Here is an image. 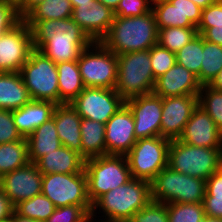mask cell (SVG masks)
<instances>
[{"label": "cell", "instance_id": "56", "mask_svg": "<svg viewBox=\"0 0 222 222\" xmlns=\"http://www.w3.org/2000/svg\"><path fill=\"white\" fill-rule=\"evenodd\" d=\"M83 222H92L91 215H89Z\"/></svg>", "mask_w": 222, "mask_h": 222}, {"label": "cell", "instance_id": "53", "mask_svg": "<svg viewBox=\"0 0 222 222\" xmlns=\"http://www.w3.org/2000/svg\"><path fill=\"white\" fill-rule=\"evenodd\" d=\"M193 1L197 6L204 9L207 6L214 4L217 0H190Z\"/></svg>", "mask_w": 222, "mask_h": 222}, {"label": "cell", "instance_id": "9", "mask_svg": "<svg viewBox=\"0 0 222 222\" xmlns=\"http://www.w3.org/2000/svg\"><path fill=\"white\" fill-rule=\"evenodd\" d=\"M20 74L32 100L59 104L58 71L51 59L33 49Z\"/></svg>", "mask_w": 222, "mask_h": 222}, {"label": "cell", "instance_id": "37", "mask_svg": "<svg viewBox=\"0 0 222 222\" xmlns=\"http://www.w3.org/2000/svg\"><path fill=\"white\" fill-rule=\"evenodd\" d=\"M151 69L154 75V79L161 77L172 66L176 64L175 53L160 46L158 43L153 45L150 49Z\"/></svg>", "mask_w": 222, "mask_h": 222}, {"label": "cell", "instance_id": "21", "mask_svg": "<svg viewBox=\"0 0 222 222\" xmlns=\"http://www.w3.org/2000/svg\"><path fill=\"white\" fill-rule=\"evenodd\" d=\"M202 85L196 75L176 63L155 81L153 93L165 97L198 95Z\"/></svg>", "mask_w": 222, "mask_h": 222}, {"label": "cell", "instance_id": "51", "mask_svg": "<svg viewBox=\"0 0 222 222\" xmlns=\"http://www.w3.org/2000/svg\"><path fill=\"white\" fill-rule=\"evenodd\" d=\"M95 0H70L72 7H90Z\"/></svg>", "mask_w": 222, "mask_h": 222}, {"label": "cell", "instance_id": "47", "mask_svg": "<svg viewBox=\"0 0 222 222\" xmlns=\"http://www.w3.org/2000/svg\"><path fill=\"white\" fill-rule=\"evenodd\" d=\"M202 36L205 40L222 46V25L208 28Z\"/></svg>", "mask_w": 222, "mask_h": 222}, {"label": "cell", "instance_id": "55", "mask_svg": "<svg viewBox=\"0 0 222 222\" xmlns=\"http://www.w3.org/2000/svg\"><path fill=\"white\" fill-rule=\"evenodd\" d=\"M3 1L9 2L17 7L23 0H3Z\"/></svg>", "mask_w": 222, "mask_h": 222}, {"label": "cell", "instance_id": "22", "mask_svg": "<svg viewBox=\"0 0 222 222\" xmlns=\"http://www.w3.org/2000/svg\"><path fill=\"white\" fill-rule=\"evenodd\" d=\"M52 118L55 120L59 140L63 146L81 155V121L77 111L70 103L55 106Z\"/></svg>", "mask_w": 222, "mask_h": 222}, {"label": "cell", "instance_id": "46", "mask_svg": "<svg viewBox=\"0 0 222 222\" xmlns=\"http://www.w3.org/2000/svg\"><path fill=\"white\" fill-rule=\"evenodd\" d=\"M14 211V206L0 189V222H8Z\"/></svg>", "mask_w": 222, "mask_h": 222}, {"label": "cell", "instance_id": "20", "mask_svg": "<svg viewBox=\"0 0 222 222\" xmlns=\"http://www.w3.org/2000/svg\"><path fill=\"white\" fill-rule=\"evenodd\" d=\"M114 11L95 0L90 7H75L72 19L92 41H101L114 21Z\"/></svg>", "mask_w": 222, "mask_h": 222}, {"label": "cell", "instance_id": "42", "mask_svg": "<svg viewBox=\"0 0 222 222\" xmlns=\"http://www.w3.org/2000/svg\"><path fill=\"white\" fill-rule=\"evenodd\" d=\"M214 25H222V0L202 9L201 21L197 27L198 34H203L208 28Z\"/></svg>", "mask_w": 222, "mask_h": 222}, {"label": "cell", "instance_id": "35", "mask_svg": "<svg viewBox=\"0 0 222 222\" xmlns=\"http://www.w3.org/2000/svg\"><path fill=\"white\" fill-rule=\"evenodd\" d=\"M169 222H202L206 217L203 203L167 204Z\"/></svg>", "mask_w": 222, "mask_h": 222}, {"label": "cell", "instance_id": "32", "mask_svg": "<svg viewBox=\"0 0 222 222\" xmlns=\"http://www.w3.org/2000/svg\"><path fill=\"white\" fill-rule=\"evenodd\" d=\"M55 208L53 202L40 193L19 202L14 206V211L23 217L45 222L53 214Z\"/></svg>", "mask_w": 222, "mask_h": 222}, {"label": "cell", "instance_id": "12", "mask_svg": "<svg viewBox=\"0 0 222 222\" xmlns=\"http://www.w3.org/2000/svg\"><path fill=\"white\" fill-rule=\"evenodd\" d=\"M70 104L81 118L106 124L125 100L115 89L85 87Z\"/></svg>", "mask_w": 222, "mask_h": 222}, {"label": "cell", "instance_id": "18", "mask_svg": "<svg viewBox=\"0 0 222 222\" xmlns=\"http://www.w3.org/2000/svg\"><path fill=\"white\" fill-rule=\"evenodd\" d=\"M136 141L133 113L124 104L105 124V155H126Z\"/></svg>", "mask_w": 222, "mask_h": 222}, {"label": "cell", "instance_id": "36", "mask_svg": "<svg viewBox=\"0 0 222 222\" xmlns=\"http://www.w3.org/2000/svg\"><path fill=\"white\" fill-rule=\"evenodd\" d=\"M198 105L209 114L222 131V91L202 85L198 94Z\"/></svg>", "mask_w": 222, "mask_h": 222}, {"label": "cell", "instance_id": "44", "mask_svg": "<svg viewBox=\"0 0 222 222\" xmlns=\"http://www.w3.org/2000/svg\"><path fill=\"white\" fill-rule=\"evenodd\" d=\"M203 207L207 217L222 219V195H205Z\"/></svg>", "mask_w": 222, "mask_h": 222}, {"label": "cell", "instance_id": "26", "mask_svg": "<svg viewBox=\"0 0 222 222\" xmlns=\"http://www.w3.org/2000/svg\"><path fill=\"white\" fill-rule=\"evenodd\" d=\"M29 161L35 163L39 158L56 151L62 145L58 137L55 120L50 118L36 128L27 138Z\"/></svg>", "mask_w": 222, "mask_h": 222}, {"label": "cell", "instance_id": "19", "mask_svg": "<svg viewBox=\"0 0 222 222\" xmlns=\"http://www.w3.org/2000/svg\"><path fill=\"white\" fill-rule=\"evenodd\" d=\"M179 140L204 148H222V131L199 105L194 109Z\"/></svg>", "mask_w": 222, "mask_h": 222}, {"label": "cell", "instance_id": "2", "mask_svg": "<svg viewBox=\"0 0 222 222\" xmlns=\"http://www.w3.org/2000/svg\"><path fill=\"white\" fill-rule=\"evenodd\" d=\"M157 40L158 28L151 11L135 17L115 16L109 32L100 42L118 55L149 50Z\"/></svg>", "mask_w": 222, "mask_h": 222}, {"label": "cell", "instance_id": "50", "mask_svg": "<svg viewBox=\"0 0 222 222\" xmlns=\"http://www.w3.org/2000/svg\"><path fill=\"white\" fill-rule=\"evenodd\" d=\"M8 222H41V221L32 220L28 217H23L17 214L15 211H13Z\"/></svg>", "mask_w": 222, "mask_h": 222}, {"label": "cell", "instance_id": "14", "mask_svg": "<svg viewBox=\"0 0 222 222\" xmlns=\"http://www.w3.org/2000/svg\"><path fill=\"white\" fill-rule=\"evenodd\" d=\"M133 113L136 139L160 136L162 97L144 94L125 101Z\"/></svg>", "mask_w": 222, "mask_h": 222}, {"label": "cell", "instance_id": "23", "mask_svg": "<svg viewBox=\"0 0 222 222\" xmlns=\"http://www.w3.org/2000/svg\"><path fill=\"white\" fill-rule=\"evenodd\" d=\"M57 104L52 101L31 100L19 109L12 110L18 132L27 138L36 128L52 118Z\"/></svg>", "mask_w": 222, "mask_h": 222}, {"label": "cell", "instance_id": "40", "mask_svg": "<svg viewBox=\"0 0 222 222\" xmlns=\"http://www.w3.org/2000/svg\"><path fill=\"white\" fill-rule=\"evenodd\" d=\"M153 0H120L115 16L135 17L152 11Z\"/></svg>", "mask_w": 222, "mask_h": 222}, {"label": "cell", "instance_id": "57", "mask_svg": "<svg viewBox=\"0 0 222 222\" xmlns=\"http://www.w3.org/2000/svg\"><path fill=\"white\" fill-rule=\"evenodd\" d=\"M100 220H101V221H100ZM92 222H108V221H103L102 219H99V218H98V220L96 221V219L92 217Z\"/></svg>", "mask_w": 222, "mask_h": 222}, {"label": "cell", "instance_id": "13", "mask_svg": "<svg viewBox=\"0 0 222 222\" xmlns=\"http://www.w3.org/2000/svg\"><path fill=\"white\" fill-rule=\"evenodd\" d=\"M32 50L31 29L21 20L0 36V72H20Z\"/></svg>", "mask_w": 222, "mask_h": 222}, {"label": "cell", "instance_id": "45", "mask_svg": "<svg viewBox=\"0 0 222 222\" xmlns=\"http://www.w3.org/2000/svg\"><path fill=\"white\" fill-rule=\"evenodd\" d=\"M205 195H222V167L206 180Z\"/></svg>", "mask_w": 222, "mask_h": 222}, {"label": "cell", "instance_id": "11", "mask_svg": "<svg viewBox=\"0 0 222 222\" xmlns=\"http://www.w3.org/2000/svg\"><path fill=\"white\" fill-rule=\"evenodd\" d=\"M41 193L55 207L92 205L88 197L87 176L83 170L72 174H46L42 178Z\"/></svg>", "mask_w": 222, "mask_h": 222}, {"label": "cell", "instance_id": "8", "mask_svg": "<svg viewBox=\"0 0 222 222\" xmlns=\"http://www.w3.org/2000/svg\"><path fill=\"white\" fill-rule=\"evenodd\" d=\"M85 87L115 89L117 83V55L100 41H93L77 59Z\"/></svg>", "mask_w": 222, "mask_h": 222}, {"label": "cell", "instance_id": "6", "mask_svg": "<svg viewBox=\"0 0 222 222\" xmlns=\"http://www.w3.org/2000/svg\"><path fill=\"white\" fill-rule=\"evenodd\" d=\"M150 183L152 200L165 204L203 203L206 194V180L173 171L168 166Z\"/></svg>", "mask_w": 222, "mask_h": 222}, {"label": "cell", "instance_id": "5", "mask_svg": "<svg viewBox=\"0 0 222 222\" xmlns=\"http://www.w3.org/2000/svg\"><path fill=\"white\" fill-rule=\"evenodd\" d=\"M118 70L115 90L126 101L153 93L155 79L149 50L117 55Z\"/></svg>", "mask_w": 222, "mask_h": 222}, {"label": "cell", "instance_id": "48", "mask_svg": "<svg viewBox=\"0 0 222 222\" xmlns=\"http://www.w3.org/2000/svg\"><path fill=\"white\" fill-rule=\"evenodd\" d=\"M43 2L44 0H23L17 6V12L19 17L23 19L34 7Z\"/></svg>", "mask_w": 222, "mask_h": 222}, {"label": "cell", "instance_id": "41", "mask_svg": "<svg viewBox=\"0 0 222 222\" xmlns=\"http://www.w3.org/2000/svg\"><path fill=\"white\" fill-rule=\"evenodd\" d=\"M22 138L14 123L12 110L0 109V144L15 142Z\"/></svg>", "mask_w": 222, "mask_h": 222}, {"label": "cell", "instance_id": "28", "mask_svg": "<svg viewBox=\"0 0 222 222\" xmlns=\"http://www.w3.org/2000/svg\"><path fill=\"white\" fill-rule=\"evenodd\" d=\"M81 156L86 160L105 155V124L82 118Z\"/></svg>", "mask_w": 222, "mask_h": 222}, {"label": "cell", "instance_id": "24", "mask_svg": "<svg viewBox=\"0 0 222 222\" xmlns=\"http://www.w3.org/2000/svg\"><path fill=\"white\" fill-rule=\"evenodd\" d=\"M35 165L43 174H72L84 170L85 159L76 151L66 146H61L56 151L39 158Z\"/></svg>", "mask_w": 222, "mask_h": 222}, {"label": "cell", "instance_id": "49", "mask_svg": "<svg viewBox=\"0 0 222 222\" xmlns=\"http://www.w3.org/2000/svg\"><path fill=\"white\" fill-rule=\"evenodd\" d=\"M212 89L222 91V70L208 84Z\"/></svg>", "mask_w": 222, "mask_h": 222}, {"label": "cell", "instance_id": "43", "mask_svg": "<svg viewBox=\"0 0 222 222\" xmlns=\"http://www.w3.org/2000/svg\"><path fill=\"white\" fill-rule=\"evenodd\" d=\"M21 20L15 5L0 0V36L4 32L11 30Z\"/></svg>", "mask_w": 222, "mask_h": 222}, {"label": "cell", "instance_id": "38", "mask_svg": "<svg viewBox=\"0 0 222 222\" xmlns=\"http://www.w3.org/2000/svg\"><path fill=\"white\" fill-rule=\"evenodd\" d=\"M92 205L56 207L45 222H83L91 213Z\"/></svg>", "mask_w": 222, "mask_h": 222}, {"label": "cell", "instance_id": "10", "mask_svg": "<svg viewBox=\"0 0 222 222\" xmlns=\"http://www.w3.org/2000/svg\"><path fill=\"white\" fill-rule=\"evenodd\" d=\"M170 139L156 136L138 139L125 155L132 178L151 182L168 166Z\"/></svg>", "mask_w": 222, "mask_h": 222}, {"label": "cell", "instance_id": "7", "mask_svg": "<svg viewBox=\"0 0 222 222\" xmlns=\"http://www.w3.org/2000/svg\"><path fill=\"white\" fill-rule=\"evenodd\" d=\"M88 197L93 204L105 193L132 179L125 155H103L85 160Z\"/></svg>", "mask_w": 222, "mask_h": 222}, {"label": "cell", "instance_id": "27", "mask_svg": "<svg viewBox=\"0 0 222 222\" xmlns=\"http://www.w3.org/2000/svg\"><path fill=\"white\" fill-rule=\"evenodd\" d=\"M58 71L59 104L71 103L85 88L77 60L56 64Z\"/></svg>", "mask_w": 222, "mask_h": 222}, {"label": "cell", "instance_id": "25", "mask_svg": "<svg viewBox=\"0 0 222 222\" xmlns=\"http://www.w3.org/2000/svg\"><path fill=\"white\" fill-rule=\"evenodd\" d=\"M31 100L20 72H0V109H19Z\"/></svg>", "mask_w": 222, "mask_h": 222}, {"label": "cell", "instance_id": "3", "mask_svg": "<svg viewBox=\"0 0 222 222\" xmlns=\"http://www.w3.org/2000/svg\"><path fill=\"white\" fill-rule=\"evenodd\" d=\"M151 200V183L132 178L129 182L99 197L92 204L90 215L97 218L100 216L96 214L103 213L101 214L103 221L128 222L133 214L140 211Z\"/></svg>", "mask_w": 222, "mask_h": 222}, {"label": "cell", "instance_id": "39", "mask_svg": "<svg viewBox=\"0 0 222 222\" xmlns=\"http://www.w3.org/2000/svg\"><path fill=\"white\" fill-rule=\"evenodd\" d=\"M128 222H169L167 204L151 200Z\"/></svg>", "mask_w": 222, "mask_h": 222}, {"label": "cell", "instance_id": "33", "mask_svg": "<svg viewBox=\"0 0 222 222\" xmlns=\"http://www.w3.org/2000/svg\"><path fill=\"white\" fill-rule=\"evenodd\" d=\"M203 52V36L197 34L190 42L182 47L176 55V63L184 66L187 70L197 76L201 70Z\"/></svg>", "mask_w": 222, "mask_h": 222}, {"label": "cell", "instance_id": "54", "mask_svg": "<svg viewBox=\"0 0 222 222\" xmlns=\"http://www.w3.org/2000/svg\"><path fill=\"white\" fill-rule=\"evenodd\" d=\"M202 222H222V219L211 218L206 216Z\"/></svg>", "mask_w": 222, "mask_h": 222}, {"label": "cell", "instance_id": "31", "mask_svg": "<svg viewBox=\"0 0 222 222\" xmlns=\"http://www.w3.org/2000/svg\"><path fill=\"white\" fill-rule=\"evenodd\" d=\"M222 70V46L203 38V52L199 82L208 85Z\"/></svg>", "mask_w": 222, "mask_h": 222}, {"label": "cell", "instance_id": "52", "mask_svg": "<svg viewBox=\"0 0 222 222\" xmlns=\"http://www.w3.org/2000/svg\"><path fill=\"white\" fill-rule=\"evenodd\" d=\"M105 6L111 8L113 11L118 7L120 0H97Z\"/></svg>", "mask_w": 222, "mask_h": 222}, {"label": "cell", "instance_id": "4", "mask_svg": "<svg viewBox=\"0 0 222 222\" xmlns=\"http://www.w3.org/2000/svg\"><path fill=\"white\" fill-rule=\"evenodd\" d=\"M168 167L173 171L207 180L222 167V148L188 145L179 139L170 141Z\"/></svg>", "mask_w": 222, "mask_h": 222}, {"label": "cell", "instance_id": "30", "mask_svg": "<svg viewBox=\"0 0 222 222\" xmlns=\"http://www.w3.org/2000/svg\"><path fill=\"white\" fill-rule=\"evenodd\" d=\"M73 7L70 0H44L34 7L22 20L39 22L42 20L71 18Z\"/></svg>", "mask_w": 222, "mask_h": 222}, {"label": "cell", "instance_id": "15", "mask_svg": "<svg viewBox=\"0 0 222 222\" xmlns=\"http://www.w3.org/2000/svg\"><path fill=\"white\" fill-rule=\"evenodd\" d=\"M152 11L158 29L197 28L202 14V8L190 0H153Z\"/></svg>", "mask_w": 222, "mask_h": 222}, {"label": "cell", "instance_id": "16", "mask_svg": "<svg viewBox=\"0 0 222 222\" xmlns=\"http://www.w3.org/2000/svg\"><path fill=\"white\" fill-rule=\"evenodd\" d=\"M43 174L35 163L18 168L1 176L0 189L13 206L41 193Z\"/></svg>", "mask_w": 222, "mask_h": 222}, {"label": "cell", "instance_id": "17", "mask_svg": "<svg viewBox=\"0 0 222 222\" xmlns=\"http://www.w3.org/2000/svg\"><path fill=\"white\" fill-rule=\"evenodd\" d=\"M197 106L198 95L162 98L160 136L170 140L179 139Z\"/></svg>", "mask_w": 222, "mask_h": 222}, {"label": "cell", "instance_id": "34", "mask_svg": "<svg viewBox=\"0 0 222 222\" xmlns=\"http://www.w3.org/2000/svg\"><path fill=\"white\" fill-rule=\"evenodd\" d=\"M197 34V28L166 27L158 29L157 43L169 51L177 53Z\"/></svg>", "mask_w": 222, "mask_h": 222}, {"label": "cell", "instance_id": "29", "mask_svg": "<svg viewBox=\"0 0 222 222\" xmlns=\"http://www.w3.org/2000/svg\"><path fill=\"white\" fill-rule=\"evenodd\" d=\"M27 139L0 144V177L29 163Z\"/></svg>", "mask_w": 222, "mask_h": 222}, {"label": "cell", "instance_id": "1", "mask_svg": "<svg viewBox=\"0 0 222 222\" xmlns=\"http://www.w3.org/2000/svg\"><path fill=\"white\" fill-rule=\"evenodd\" d=\"M25 23L31 29L33 49L55 64L77 60L93 42L72 18Z\"/></svg>", "mask_w": 222, "mask_h": 222}]
</instances>
